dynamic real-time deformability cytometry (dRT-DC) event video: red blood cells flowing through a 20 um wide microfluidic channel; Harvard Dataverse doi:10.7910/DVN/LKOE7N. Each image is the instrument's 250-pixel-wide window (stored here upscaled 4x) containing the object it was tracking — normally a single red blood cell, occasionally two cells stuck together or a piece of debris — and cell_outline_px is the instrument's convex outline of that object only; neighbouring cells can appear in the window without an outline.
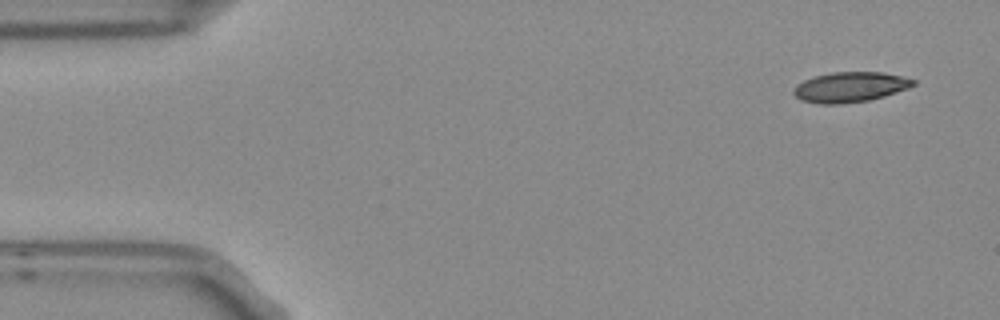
{"species": "Egyptian fruit bat (a non-hibernating species)", "species_latin": "Rousettus aegyptiacus", "temperature_condition": "room temperature", "stored_images_in_passage": 4, "camera_frame_rate_fps": 3000, "um_per_image_px": 0.085, "frame": {"image": 1, "passage_image": 1, "time_ms": 0.0, "image_size_px": [1000, 320], "cell_outline_px": [[916, 84], [908, 88], [884, 96], [868, 100], [840, 104], [820, 104], [800, 100], [792, 92], [796, 84], [804, 80], [816, 76], [832, 72], [880, 72], [900, 76], [916, 80]], "centroid_in_image_um": [72.24, 7.4], "position_along_channel_um": 12.8, "area_um2": 20.92}}